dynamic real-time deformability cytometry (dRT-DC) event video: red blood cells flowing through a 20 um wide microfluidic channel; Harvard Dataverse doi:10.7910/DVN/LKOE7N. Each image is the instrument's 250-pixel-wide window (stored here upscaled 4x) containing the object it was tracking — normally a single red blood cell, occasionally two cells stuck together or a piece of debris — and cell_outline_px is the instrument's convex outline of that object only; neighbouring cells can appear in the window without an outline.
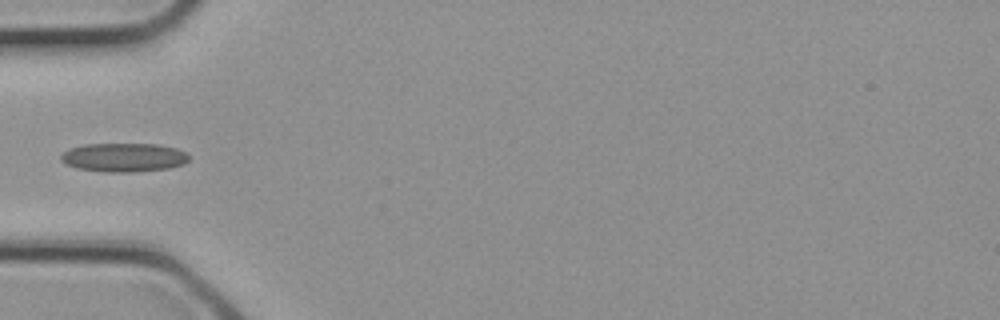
{"species": "common noctule bat (a hibernating species)", "species_latin": "Nyctalus noctula", "temperature_condition": "cold", "stored_images_in_passage": 9, "camera_frame_rate_fps": 3000, "um_per_image_px": 0.085, "animal": {"sex": "female", "body_mass_g": 21.9}, "frame": {"image": 1, "passage_image": 6, "time_ms": 1.667, "image_size_px": [1000, 320], "cell_outline_px": [[188, 160], [184, 164], [168, 168], [132, 172], [104, 172], [76, 168], [64, 164], [60, 160], [60, 156], [68, 148], [84, 144], [156, 144], [176, 148], [184, 152], [188, 156]], "centroid_in_image_um": [10.46, 13.38], "position_along_channel_um": 74.5, "area_um2": 21.56}}
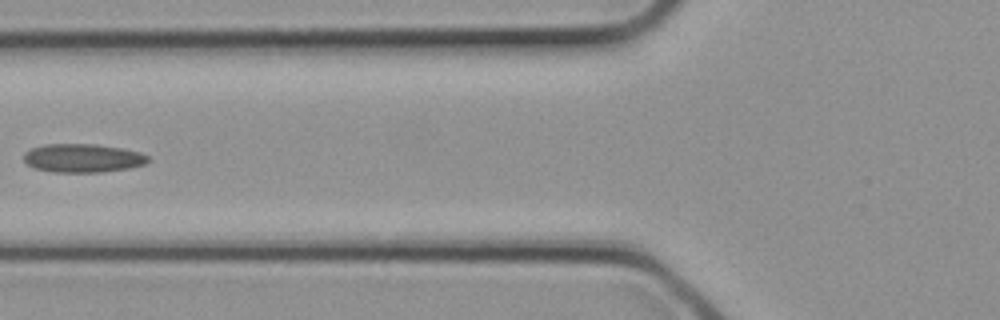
{"frame": {"image": 2, "passage_image": 8, "time_ms": 2.333, "image_size_px": [1000, 320], "cell_outline_px": [[148, 160], [144, 164], [128, 168], [100, 172], [52, 172], [36, 168], [28, 164], [24, 160], [24, 152], [32, 148], [44, 144], [96, 144], [120, 148], [140, 152], [148, 156]], "centroid_in_image_um": [7.01, 13.43], "position_along_channel_um": 118.8, "area_um2": 20.52}}